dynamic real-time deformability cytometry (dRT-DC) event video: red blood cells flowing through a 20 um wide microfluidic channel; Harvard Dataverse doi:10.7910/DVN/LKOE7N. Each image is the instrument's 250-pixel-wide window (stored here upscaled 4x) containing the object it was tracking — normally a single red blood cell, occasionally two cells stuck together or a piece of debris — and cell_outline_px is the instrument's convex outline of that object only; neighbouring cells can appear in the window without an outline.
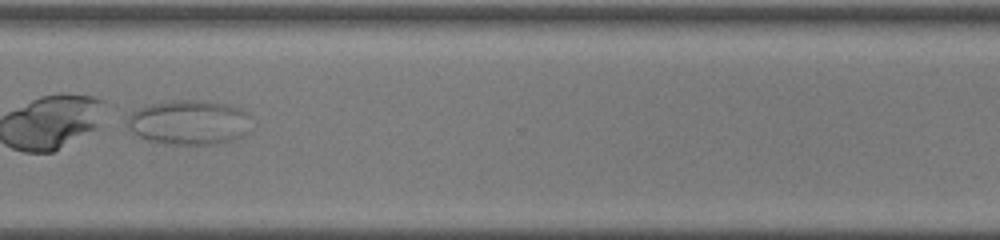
{"species": "common noctule bat (a hibernating species)", "species_latin": "Nyctalus noctula", "temperature_condition": "room temperature", "stored_images_in_passage": 41, "camera_frame_rate_fps": 3000, "um_per_image_px": 0.085, "animal": {"sex": "female", "body_mass_g": 22.0, "forearm_length_mm": 56.7}, "frame": {"image": 1, "passage_image": 32, "time_ms": 10.333, "image_size_px": [1000, 240], "cell_outline_px": [[248, 132], [244, 136], [236, 140], [212, 144], [176, 144], [148, 140], [140, 136], [128, 128], [124, 120], [132, 112], [148, 104], [172, 100], [196, 100], [224, 104], [240, 108], [248, 112]], "centroid_in_image_um": [16.06, 10.4], "position_along_channel_um": 354.5, "area_um2": 32.19}}